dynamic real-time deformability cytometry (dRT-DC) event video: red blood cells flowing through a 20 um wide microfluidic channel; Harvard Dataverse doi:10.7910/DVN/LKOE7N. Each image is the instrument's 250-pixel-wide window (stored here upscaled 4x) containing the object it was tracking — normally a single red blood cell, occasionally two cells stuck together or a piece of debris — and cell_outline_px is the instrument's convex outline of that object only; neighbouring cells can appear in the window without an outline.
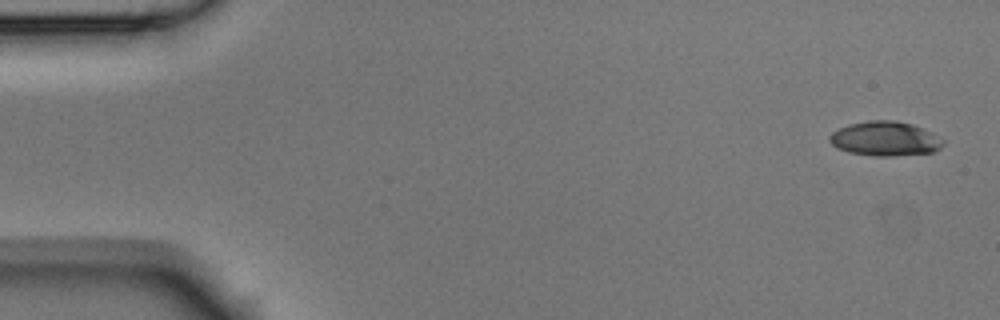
{"species": "Egyptian fruit bat (a non-hibernating species)", "species_latin": "Rousettus aegyptiacus", "temperature_condition": "room temperature", "stored_images_in_passage": 5, "camera_frame_rate_fps": 3000, "um_per_image_px": 0.085, "animal": {"sex": "male"}, "frame": {"image": 1, "passage_image": 1, "time_ms": 0.0, "image_size_px": [1000, 320], "cell_outline_px": [[944, 144], [940, 148], [932, 152], [892, 156], [872, 156], [848, 152], [836, 148], [828, 140], [828, 136], [832, 132], [848, 124], [872, 120], [896, 120], [912, 124], [944, 140]], "centroid_in_image_um": [75.18, 11.79], "position_along_channel_um": 9.8, "area_um2": 22.72}}
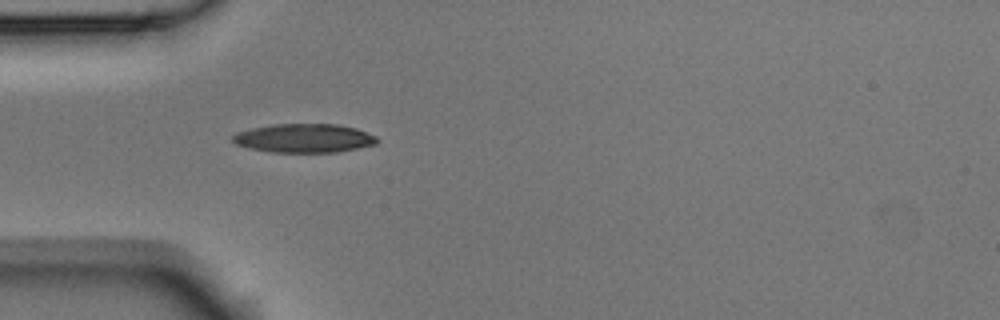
{"frame": {"image": 2, "passage_image": 5, "time_ms": 1.333, "image_size_px": [1000, 320], "cell_outline_px": [[380, 140], [376, 144], [336, 152], [272, 152], [248, 148], [236, 144], [232, 140], [232, 136], [236, 132], [252, 128], [272, 124], [336, 124], [356, 128], [376, 136]], "centroid_in_image_um": [25.84, 11.74], "position_along_channel_um": 59.2, "area_um2": 24.22}}